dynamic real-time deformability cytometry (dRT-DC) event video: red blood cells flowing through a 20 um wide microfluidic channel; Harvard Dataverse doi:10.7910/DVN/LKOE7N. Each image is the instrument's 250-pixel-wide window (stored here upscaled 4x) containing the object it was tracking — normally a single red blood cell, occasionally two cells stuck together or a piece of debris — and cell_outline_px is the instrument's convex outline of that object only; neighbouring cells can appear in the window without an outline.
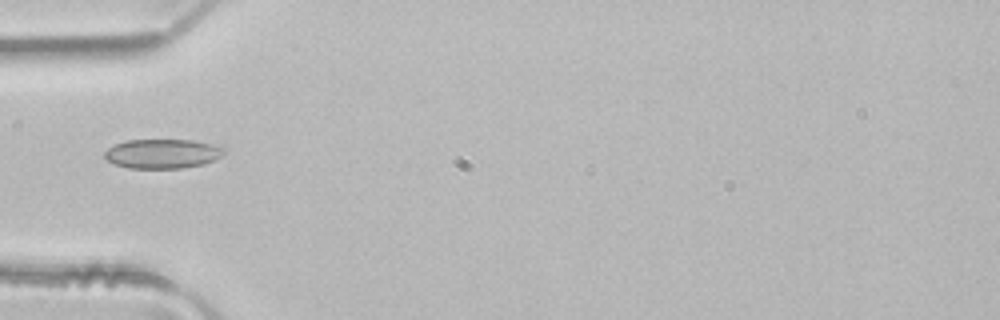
{"species": "common noctule bat (a hibernating species)", "species_latin": "Nyctalus noctula", "temperature_condition": "room temperature", "stored_images_in_passage": 3, "camera_frame_rate_fps": 3000, "um_per_image_px": 0.085, "animal": {"sex": "male", "body_mass_g": 21.5, "forearm_length_mm": 52.0}, "frame": {"image": 1, "passage_image": 3, "time_ms": 0.667, "image_size_px": [1000, 320], "cell_outline_px": [[224, 152], [216, 160], [204, 164], [184, 168], [128, 168], [116, 164], [108, 160], [104, 156], [104, 152], [108, 148], [116, 144], [128, 140], [192, 140], [212, 144], [224, 148]], "centroid_in_image_um": [13.82, 13.07], "position_along_channel_um": 71.2, "area_um2": 20.35}}